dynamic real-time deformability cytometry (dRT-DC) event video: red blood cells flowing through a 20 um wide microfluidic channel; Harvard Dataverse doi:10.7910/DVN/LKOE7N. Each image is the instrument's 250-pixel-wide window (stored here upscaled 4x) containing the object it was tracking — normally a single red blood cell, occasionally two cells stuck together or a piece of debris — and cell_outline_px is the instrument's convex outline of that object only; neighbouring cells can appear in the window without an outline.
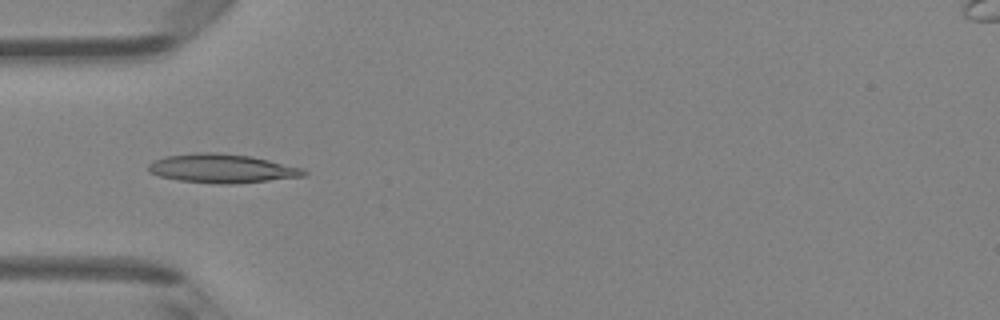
{"species": "Egyptian fruit bat (a non-hibernating species)", "species_latin": "Rousettus aegyptiacus", "temperature_condition": "room temperature", "stored_images_in_passage": 46, "camera_frame_rate_fps": 3000, "um_per_image_px": 0.085, "animal": {"sex": "female"}, "frame": {"image": 1, "passage_image": 14, "time_ms": 4.333, "image_size_px": [1000, 320], "cell_outline_px": [[308, 176], [236, 184], [216, 184], [180, 180], [160, 176], [148, 172], [148, 164], [164, 156], [196, 152], [216, 152], [252, 156], [304, 168], [308, 172]], "centroid_in_image_um": [18.92, 14.32], "position_along_channel_um": 66.1, "area_um2": 26.47}}
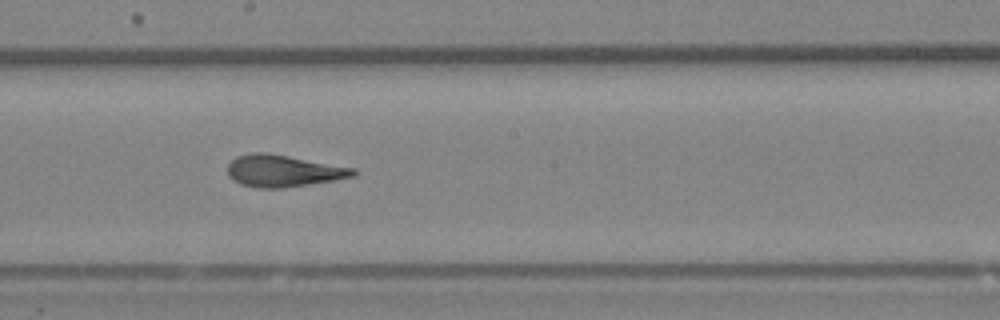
{"frame": {"image": 2, "passage_image": 25, "time_ms": 8.0, "image_size_px": [1000, 320], "cell_outline_px": [[356, 172], [352, 176], [332, 180], [280, 188], [256, 188], [240, 184], [232, 180], [228, 176], [228, 164], [236, 156], [252, 152], [268, 152], [356, 168]], "centroid_in_image_um": [24.01, 14.51], "position_along_channel_um": 224.2, "area_um2": 23.29}}
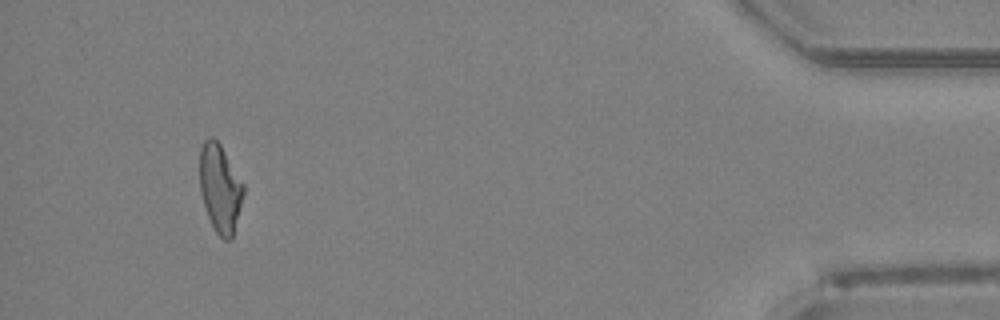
{"frame": {"image": 3, "passage_image": 43, "time_ms": 14.0, "image_size_px": [1000, 320], "cell_outline_px": [[244, 192], [232, 240], [224, 240], [216, 232], [208, 216], [200, 192], [200, 148], [204, 140], [208, 136], [212, 136], [220, 144], [244, 184]], "centroid_in_image_um": [18.7, 15.99], "position_along_channel_um": 416.5, "area_um2": 22.37}, "authors_computed_cell_mechanics": {"area_um2": 23.4668, "velocity_mm_per_s": 4.3336, "shape_relaxation_time_tau1_ms": 3.8198, "shape_relaxation_time_tau2_ms": 1.5385, "deformation_change_tau1": 0.1409, "deformation_change_tau2": 0.0769}}